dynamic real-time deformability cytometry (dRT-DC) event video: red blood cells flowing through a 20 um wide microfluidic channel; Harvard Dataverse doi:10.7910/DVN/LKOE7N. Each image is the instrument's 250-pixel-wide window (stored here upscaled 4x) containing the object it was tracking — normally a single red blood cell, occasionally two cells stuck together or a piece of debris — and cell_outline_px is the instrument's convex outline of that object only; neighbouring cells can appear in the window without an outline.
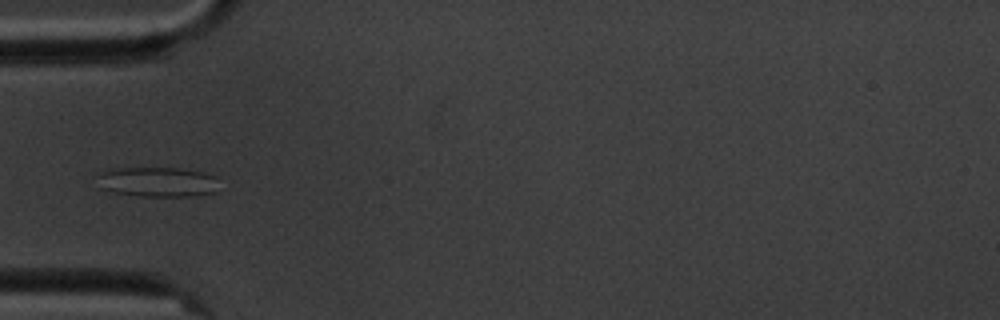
{"species": "common noctule bat (a hibernating species)", "species_latin": "Nyctalus noctula", "temperature_condition": "cold", "stored_images_in_passage": 7, "camera_frame_rate_fps": 3000, "um_per_image_px": 0.085, "animal": {"sex": "male", "body_mass_g": 20.1, "forearm_length_mm": 53.5}, "frame": {"image": 1, "passage_image": 5, "time_ms": 4.667, "image_size_px": [1000, 320], "cell_outline_px": [[220, 192], [196, 196], [140, 196], [112, 192], [100, 188], [100, 172], [108, 168], [124, 164], [176, 168], [204, 172], [216, 176]], "centroid_in_image_um": [13.38, 15.41], "position_along_channel_um": 71.6, "area_um2": 22.48}}
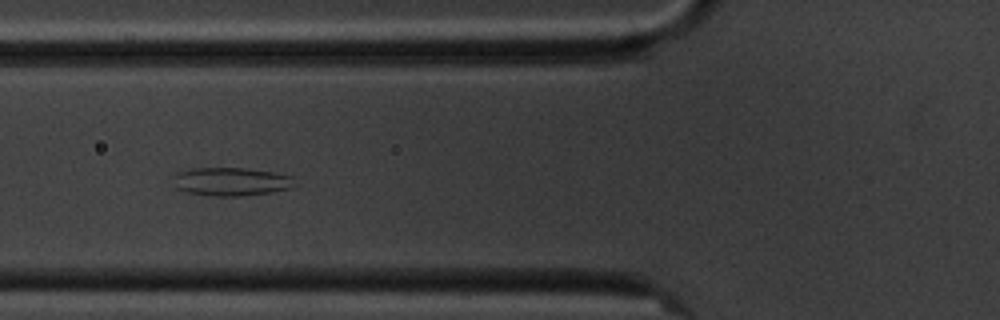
{"frame": {"image": 2, "passage_image": 6, "time_ms": 5.667, "image_size_px": [1000, 320], "cell_outline_px": [[300, 184], [292, 188], [272, 192], [244, 196], [212, 196], [184, 192], [176, 188], [176, 172], [192, 168], [248, 168], [272, 172], [292, 176]], "centroid_in_image_um": [19.73, 15.44], "position_along_channel_um": 106.1, "area_um2": 20.35}}